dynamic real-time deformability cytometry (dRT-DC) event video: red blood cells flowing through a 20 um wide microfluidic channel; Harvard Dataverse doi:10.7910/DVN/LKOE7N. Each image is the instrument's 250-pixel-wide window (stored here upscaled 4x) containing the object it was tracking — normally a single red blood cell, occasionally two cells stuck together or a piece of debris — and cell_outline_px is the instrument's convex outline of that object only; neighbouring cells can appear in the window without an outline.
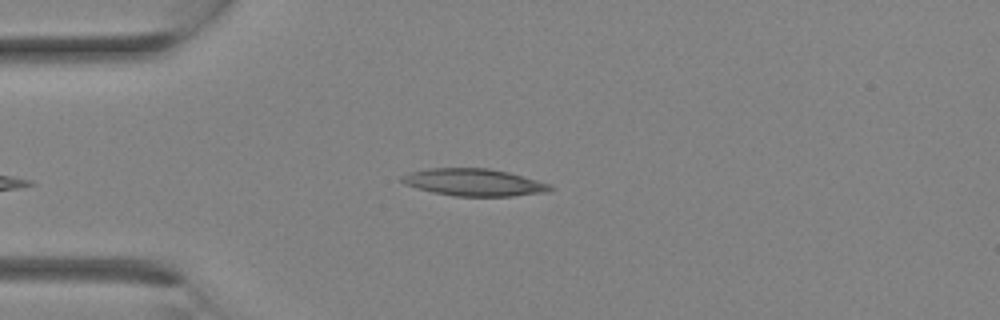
{"species": "Egyptian fruit bat (a non-hibernating species)", "species_latin": "Rousettus aegyptiacus", "temperature_condition": "room temperature", "stored_images_in_passage": 4, "camera_frame_rate_fps": 3000, "um_per_image_px": 0.085, "animal": {"sex": "female"}, "frame": {"image": 1, "passage_image": 1, "time_ms": 0.0, "image_size_px": [1000, 320], "cell_outline_px": [[556, 188], [548, 192], [512, 196], [452, 196], [432, 192], [404, 184], [400, 180], [400, 176], [408, 172], [428, 168], [488, 168], [508, 172], [536, 180], [548, 184]], "centroid_in_image_um": [40.25, 15.5], "position_along_channel_um": 44.8, "area_um2": 23.58}}
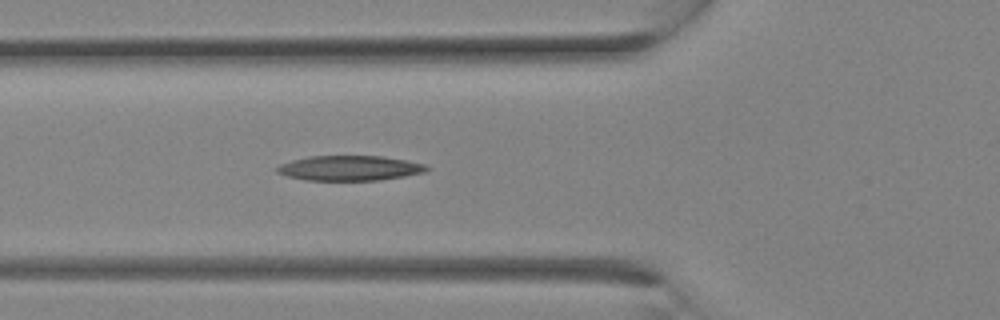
{"frame": {"image": 2, "passage_image": 4, "time_ms": 1.0, "image_size_px": [1000, 320], "cell_outline_px": [[432, 168], [424, 172], [404, 176], [380, 180], [304, 180], [288, 176], [276, 172], [276, 168], [280, 164], [292, 160], [308, 156], [380, 156], [408, 160], [424, 164]], "centroid_in_image_um": [29.73, 14.28], "position_along_channel_um": 96.1, "area_um2": 21.79}}